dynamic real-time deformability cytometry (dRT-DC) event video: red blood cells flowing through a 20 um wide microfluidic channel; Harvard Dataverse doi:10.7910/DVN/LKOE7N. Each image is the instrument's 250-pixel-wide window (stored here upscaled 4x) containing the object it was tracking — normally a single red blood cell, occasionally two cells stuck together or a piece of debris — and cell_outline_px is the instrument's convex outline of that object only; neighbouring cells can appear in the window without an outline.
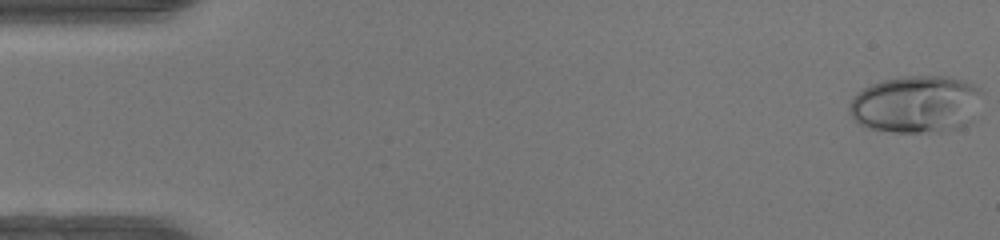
{"species": "human", "species_latin": "Homo sapiens", "temperature_condition": "warm", "stored_images_in_passage": 49, "camera_frame_rate_fps": 3000, "um_per_image_px": 0.085, "donor": {"sex": "female"}, "frame": {"image": 1, "passage_image": 1, "time_ms": 0.0, "image_size_px": [1000, 240], "cell_outline_px": [[984, 92], [940, 132], [892, 132], [864, 128], [848, 112], [848, 104], [852, 96], [864, 88], [872, 84], [884, 80], [904, 76], [948, 76], [964, 80], [980, 88]], "centroid_in_image_um": [77.57, 8.79], "position_along_channel_um": 7.4, "area_um2": 41.85}}
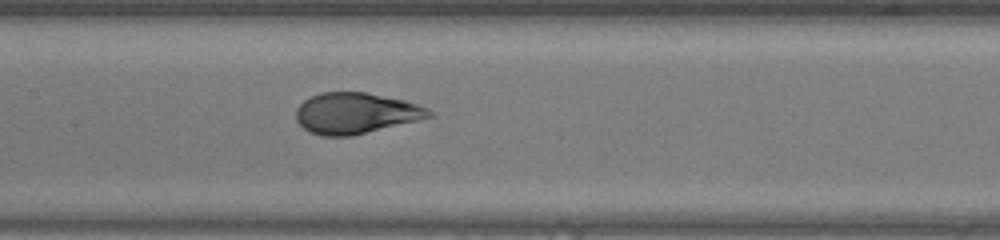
{"frame": {"image": 2, "passage_image": 24, "time_ms": 7.667, "image_size_px": [1000, 240], "cell_outline_px": [[436, 116], [352, 136], [320, 136], [308, 132], [296, 120], [296, 108], [304, 100], [320, 92], [364, 92], [404, 100], [428, 108]], "centroid_in_image_um": [30.23, 9.63], "position_along_channel_um": 177.2, "area_um2": 31.85}}
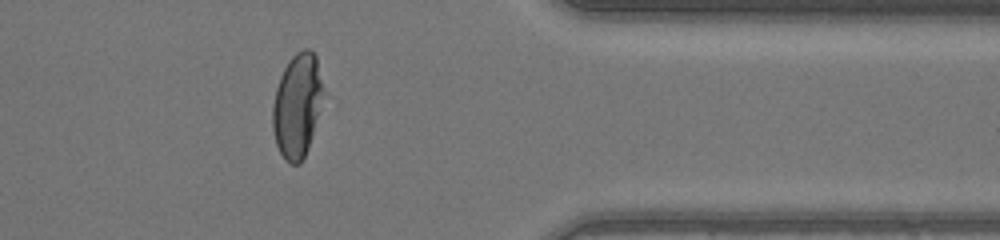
{"frame": {"image": 3, "passage_image": 40, "time_ms": 13.0, "image_size_px": [1000, 240], "cell_outline_px": [[324, 92], [308, 148], [300, 164], [292, 164], [284, 160], [276, 144], [272, 128], [272, 104], [276, 88], [280, 76], [288, 60], [296, 52], [304, 48], [308, 48], [316, 56], [324, 88]], "centroid_in_image_um": [25.24, 8.95], "position_along_channel_um": 386.2, "area_um2": 30.69}, "authors_computed_cell_mechanics": {"area_um2": 32.946, "velocity_mm_per_s": 4.229, "shape_relaxation_time_tau1_ms": 4.0082, "shape_relaxation_time_tau2_ms": null, "deformation_change_tau1": 0.2285, "deformation_change_tau2": null}}